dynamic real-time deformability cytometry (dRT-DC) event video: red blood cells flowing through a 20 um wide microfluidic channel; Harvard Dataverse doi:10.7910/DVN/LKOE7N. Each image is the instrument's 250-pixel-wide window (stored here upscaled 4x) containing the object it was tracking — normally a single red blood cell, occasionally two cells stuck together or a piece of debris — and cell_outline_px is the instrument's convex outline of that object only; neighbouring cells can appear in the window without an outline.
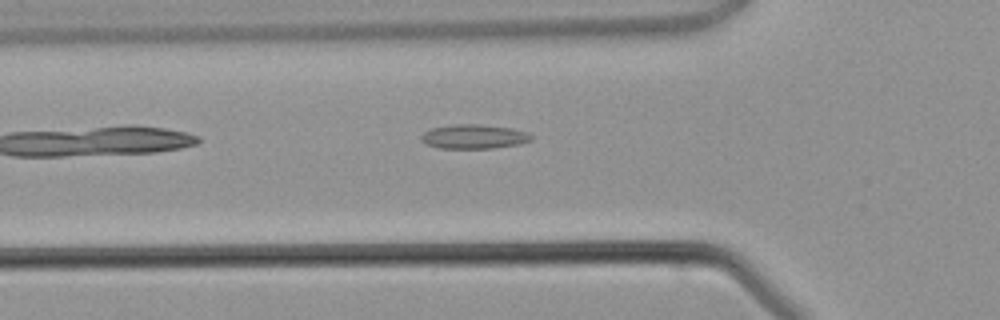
{"species": "common noctule bat (a hibernating species)", "species_latin": "Nyctalus noctula", "temperature_condition": "warm", "stored_images_in_passage": 4, "camera_frame_rate_fps": 3000, "um_per_image_px": 0.085, "animal": {"sex": "male", "body_mass_g": 21.5, "forearm_length_mm": 52.0}, "frame": {"image": 1, "passage_image": 4, "time_ms": 3.333, "image_size_px": [1000, 320], "cell_outline_px": [[532, 140], [516, 144], [492, 148], [440, 148], [428, 144], [420, 140], [420, 136], [424, 132], [432, 128], [452, 124], [480, 124], [512, 128], [528, 132], [532, 136]], "centroid_in_image_um": [40.27, 11.6], "position_along_channel_um": 85.5, "area_um2": 15.49}}